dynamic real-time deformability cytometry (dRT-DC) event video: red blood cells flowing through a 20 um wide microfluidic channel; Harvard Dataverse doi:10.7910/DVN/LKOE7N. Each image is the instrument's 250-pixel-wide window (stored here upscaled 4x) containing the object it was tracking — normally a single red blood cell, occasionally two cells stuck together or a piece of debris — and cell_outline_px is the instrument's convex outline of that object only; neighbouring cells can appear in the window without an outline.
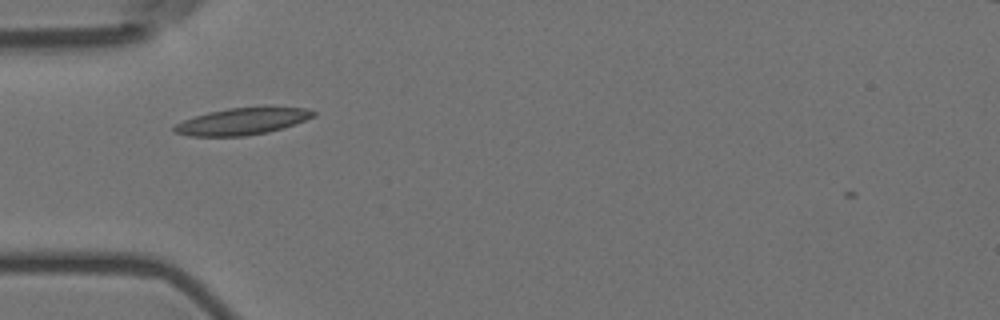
{"species": "Egyptian fruit bat (a non-hibernating species)", "species_latin": "Rousettus aegyptiacus", "temperature_condition": "room temperature", "stored_images_in_passage": 41, "camera_frame_rate_fps": 3000, "um_per_image_px": 0.085, "animal": {"sex": "female"}, "frame": {"image": 1, "passage_image": 2, "time_ms": 0.333, "image_size_px": [1000, 320], "cell_outline_px": [[316, 116], [284, 128], [268, 132], [244, 136], [188, 136], [172, 132], [172, 128], [176, 124], [184, 120], [208, 112], [228, 108], [308, 108], [316, 112]], "centroid_in_image_um": [20.57, 10.33], "position_along_channel_um": 64.4, "area_um2": 21.5}}
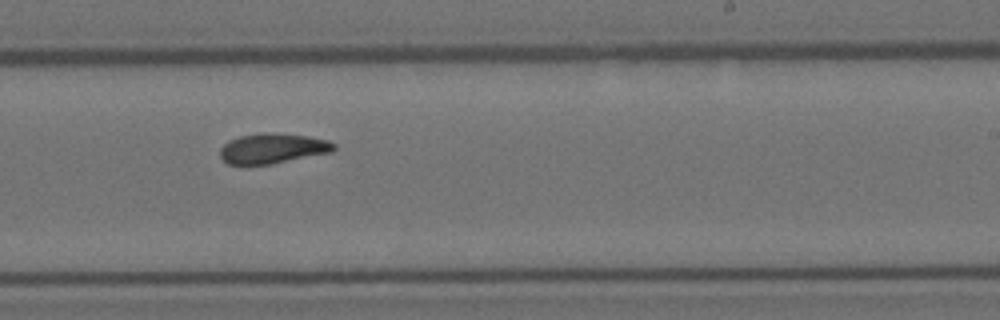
{"frame": {"image": 2, "passage_image": 19, "time_ms": 6.0, "image_size_px": [1000, 320], "cell_outline_px": [[336, 148], [332, 152], [272, 164], [228, 164], [220, 156], [220, 148], [228, 140], [240, 136], [264, 132], [268, 132], [308, 136], [328, 140], [336, 144]], "centroid_in_image_um": [23.19, 12.61], "position_along_channel_um": 265.8, "area_um2": 20.0}}
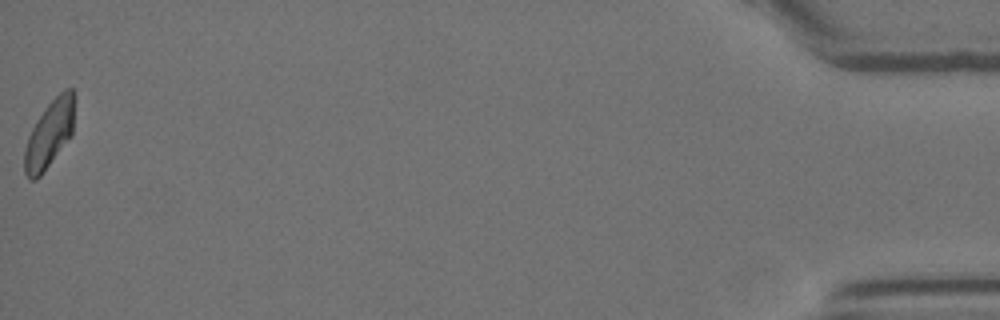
{"frame": {"image": 3, "passage_image": 41, "time_ms": 13.333, "image_size_px": [1000, 320], "cell_outline_px": [[76, 100], [72, 136], [40, 176], [36, 180], [28, 180], [24, 172], [24, 148], [28, 136], [36, 120], [44, 108], [64, 88], [72, 88], [76, 96]], "centroid_in_image_um": [4.22, 11.36], "position_along_channel_um": 431.0, "area_um2": 20.11}, "authors_computed_cell_mechanics": {"area_um2": 19.9988, "velocity_mm_per_s": 3.5711, "shape_relaxation_time_tau1_ms": null, "shape_relaxation_time_tau2_ms": 3.6365, "deformation_change_tau1": null, "deformation_change_tau2": 0.098}}